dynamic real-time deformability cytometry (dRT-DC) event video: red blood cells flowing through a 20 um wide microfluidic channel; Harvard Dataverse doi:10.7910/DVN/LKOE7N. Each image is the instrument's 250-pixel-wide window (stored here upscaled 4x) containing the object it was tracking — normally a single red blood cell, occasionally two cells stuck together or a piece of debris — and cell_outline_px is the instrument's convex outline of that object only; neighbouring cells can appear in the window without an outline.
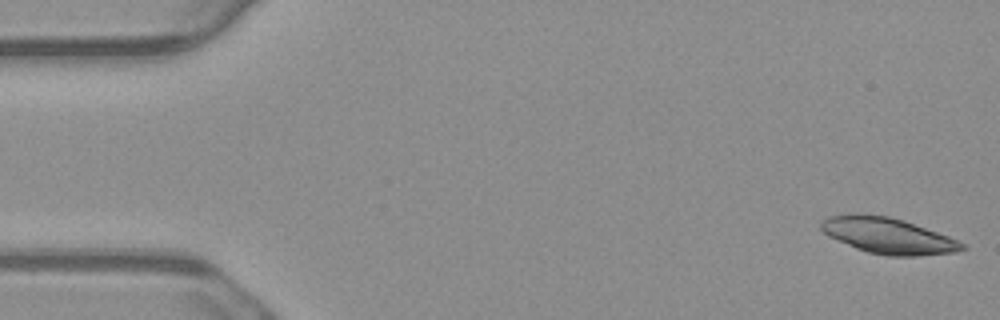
{"species": "common noctule bat (a hibernating species)", "species_latin": "Nyctalus noctula", "temperature_condition": "warm", "stored_images_in_passage": 27, "camera_frame_rate_fps": 3000, "um_per_image_px": 0.085, "animal": {"sex": "male", "body_mass_g": 23.1, "forearm_length_mm": 52.7}, "frame": {"image": 1, "passage_image": 1, "time_ms": 0.0, "image_size_px": [1000, 320], "cell_outline_px": [[968, 248], [956, 252], [916, 256], [888, 256], [868, 252], [856, 248], [828, 236], [820, 228], [820, 220], [828, 216], [848, 212], [852, 212], [888, 216], [904, 220], [948, 236], [964, 244]], "centroid_in_image_um": [75.43, 20.01], "position_along_channel_um": 9.6, "area_um2": 29.77}}
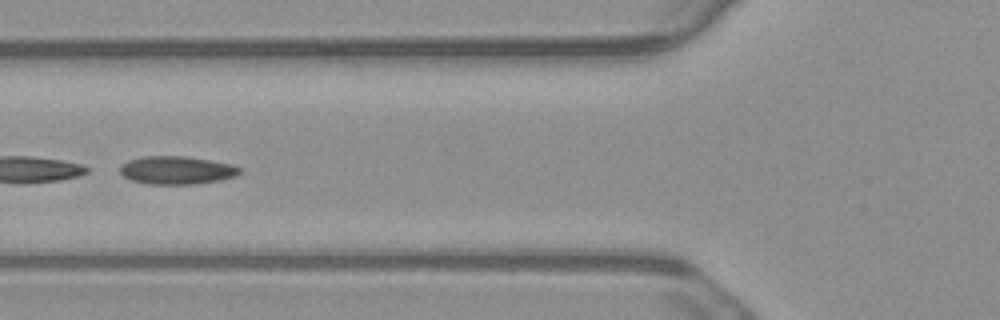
{"frame": {"image": 2, "passage_image": 20, "time_ms": 6.333, "image_size_px": [1000, 320], "cell_outline_px": [[244, 172], [236, 176], [220, 180], [196, 184], [148, 184], [132, 180], [124, 176], [120, 172], [120, 168], [128, 160], [140, 156], [188, 156], [232, 164], [244, 168]], "centroid_in_image_um": [15.09, 14.46], "position_along_channel_um": 110.7, "area_um2": 19.83}}